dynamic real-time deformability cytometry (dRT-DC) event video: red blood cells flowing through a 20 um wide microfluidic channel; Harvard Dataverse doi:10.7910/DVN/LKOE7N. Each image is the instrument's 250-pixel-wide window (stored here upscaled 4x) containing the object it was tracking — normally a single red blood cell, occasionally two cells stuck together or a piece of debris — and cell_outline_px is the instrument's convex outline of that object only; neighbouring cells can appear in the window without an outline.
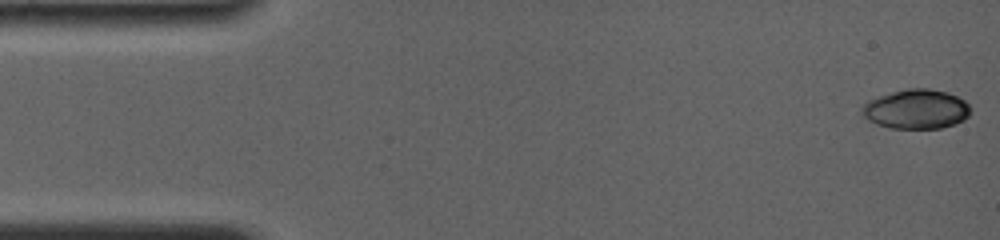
{"species": "common noctule bat (a hibernating species)", "species_latin": "Nyctalus noctula", "temperature_condition": "room temperature", "stored_images_in_passage": 48, "camera_frame_rate_fps": 4000, "um_per_image_px": 0.085, "animal": {"sex": "female", "body_mass_g": 19.0, "forearm_length_mm": 56.7}, "frame": {"image": 1, "passage_image": 1, "time_ms": 0.0, "image_size_px": [1000, 240], "cell_outline_px": [[972, 108], [968, 116], [964, 120], [956, 124], [940, 128], [888, 128], [876, 124], [868, 120], [860, 112], [860, 108], [868, 100], [892, 92], [908, 88], [928, 88], [948, 92], [964, 100]], "centroid_in_image_um": [77.88, 9.28], "position_along_channel_um": 7.1, "area_um2": 25.14}}
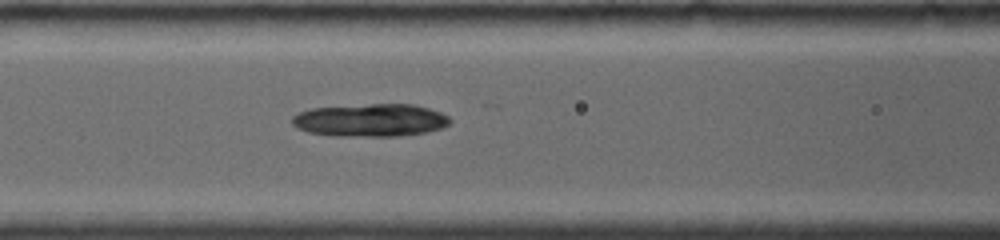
{"frame": {"image": 2, "passage_image": 27, "time_ms": 6.5, "image_size_px": [1000, 240], "cell_outline_px": [[452, 120], [448, 124], [440, 128], [428, 132], [396, 136], [332, 136], [308, 132], [296, 128], [292, 124], [292, 116], [300, 112], [312, 108], [372, 104], [412, 104], [428, 108], [440, 112], [448, 116]], "centroid_in_image_um": [31.47, 10.22], "position_along_channel_um": 135.1, "area_um2": 30.17}}
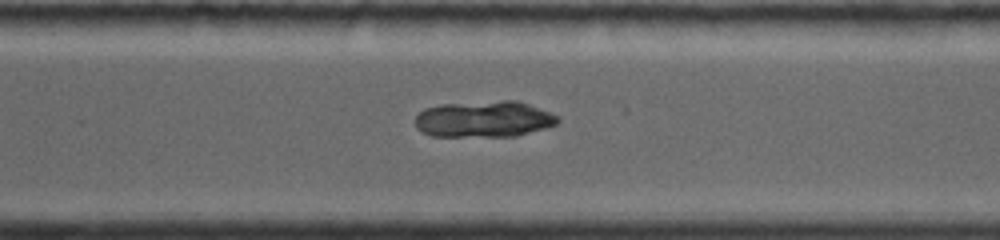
{"frame": {"image": 3, "passage_image": 47, "time_ms": 11.5, "image_size_px": [1000, 240], "cell_outline_px": [[560, 120], [556, 124], [544, 128], [516, 136], [432, 136], [420, 132], [416, 128], [416, 116], [424, 108], [440, 104], [504, 100], [516, 100], [528, 104], [560, 116]], "centroid_in_image_um": [41.12, 10.12], "position_along_channel_um": 329.5, "area_um2": 30.23}}